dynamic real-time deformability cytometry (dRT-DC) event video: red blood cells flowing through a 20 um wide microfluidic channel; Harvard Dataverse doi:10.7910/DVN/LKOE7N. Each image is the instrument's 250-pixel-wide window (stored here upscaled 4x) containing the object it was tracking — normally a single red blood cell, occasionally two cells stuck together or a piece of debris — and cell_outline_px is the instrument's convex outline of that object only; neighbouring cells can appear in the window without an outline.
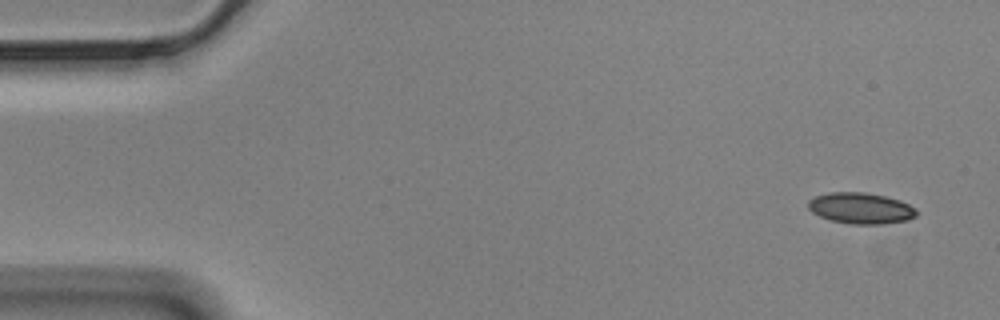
{"species": "Egyptian fruit bat (a non-hibernating species)", "species_latin": "Rousettus aegyptiacus", "temperature_condition": "cold", "stored_images_in_passage": 56, "segment_of_instrument_passage": [1, 2], "camera_frame_rate_fps": 3000, "um_per_image_px": 0.085, "animal": {"sex": "male"}, "frame": {"image": 1, "passage_image": 2, "time_ms": 0.333, "image_size_px": [1000, 320], "cell_outline_px": [[916, 216], [908, 220], [880, 224], [852, 224], [832, 220], [820, 216], [812, 212], [808, 208], [808, 200], [816, 196], [828, 192], [864, 192], [884, 196], [900, 200], [916, 208]], "centroid_in_image_um": [73.16, 17.69], "position_along_channel_um": 11.8, "area_um2": 19.54}}
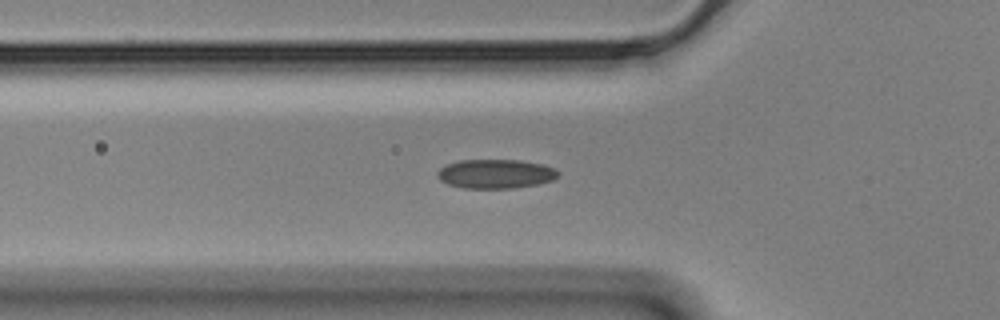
{"frame": {"image": 2, "passage_image": 18, "time_ms": 5.667, "image_size_px": [1000, 320], "cell_outline_px": [[560, 172], [552, 180], [536, 184], [512, 188], [464, 188], [448, 184], [440, 180], [436, 176], [436, 172], [444, 164], [460, 160], [520, 160], [540, 164], [552, 168]], "centroid_in_image_um": [42.05, 14.77], "position_along_channel_um": 83.8, "area_um2": 20.4}}
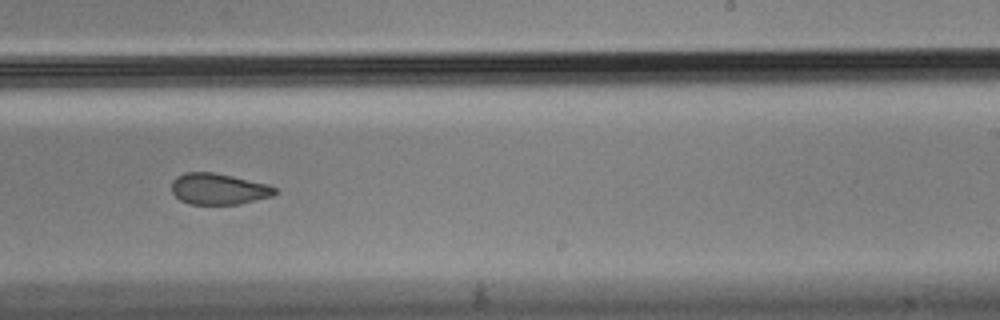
{"frame": {"image": 3, "passage_image": 34, "time_ms": 11.0, "image_size_px": [1000, 320], "cell_outline_px": [[276, 192], [272, 196], [240, 204], [188, 204], [180, 200], [172, 192], [172, 180], [176, 176], [184, 172], [212, 172], [232, 176], [268, 184], [276, 188]], "centroid_in_image_um": [18.55, 16.06], "position_along_channel_um": 270.4, "area_um2": 18.79}}